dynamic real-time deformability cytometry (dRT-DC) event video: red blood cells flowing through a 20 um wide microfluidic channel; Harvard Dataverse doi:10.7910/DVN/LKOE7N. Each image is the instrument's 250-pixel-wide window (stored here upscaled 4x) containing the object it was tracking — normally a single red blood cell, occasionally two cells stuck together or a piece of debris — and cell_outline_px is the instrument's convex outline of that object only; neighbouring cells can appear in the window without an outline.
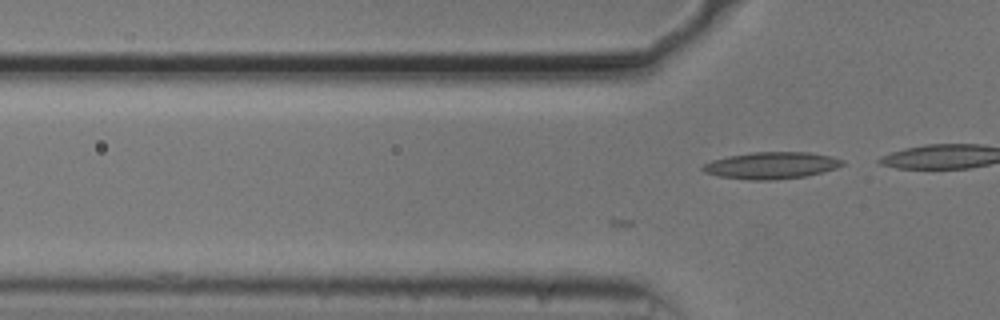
{"species": "common noctule bat (a hibernating species)", "species_latin": "Nyctalus noctula", "temperature_condition": "cold", "stored_images_in_passage": 5, "camera_frame_rate_fps": 3000, "um_per_image_px": 0.085, "animal": {"sex": "male", "body_mass_g": 20.5, "forearm_length_mm": 52.5}, "frame": {"image": 1, "passage_image": 5, "time_ms": 1.333, "image_size_px": [1000, 320], "cell_outline_px": [[844, 164], [836, 168], [804, 176], [772, 180], [748, 180], [720, 176], [704, 172], [700, 168], [704, 164], [712, 160], [728, 156], [752, 152], [808, 152], [832, 156], [844, 160]], "centroid_in_image_um": [65.55, 14.05], "position_along_channel_um": 60.2, "area_um2": 21.73}}